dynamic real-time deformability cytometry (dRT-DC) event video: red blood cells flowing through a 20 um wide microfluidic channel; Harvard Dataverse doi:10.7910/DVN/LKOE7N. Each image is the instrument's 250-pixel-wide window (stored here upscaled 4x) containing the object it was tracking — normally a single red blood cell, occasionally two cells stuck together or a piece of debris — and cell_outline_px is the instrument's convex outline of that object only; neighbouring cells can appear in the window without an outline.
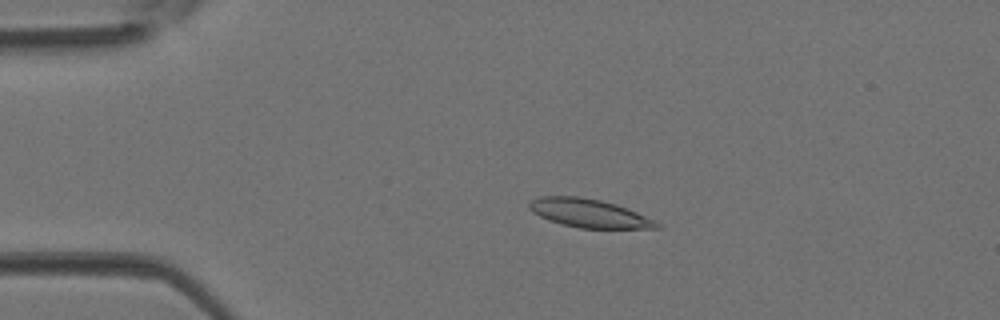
{"species": "Egyptian fruit bat (a non-hibernating species)", "species_latin": "Rousettus aegyptiacus", "temperature_condition": "room temperature", "stored_images_in_passage": 4, "camera_frame_rate_fps": 3000, "um_per_image_px": 0.085, "animal": {"sex": "female"}, "frame": {"image": 1, "passage_image": 2, "time_ms": 0.333, "image_size_px": [1000, 320], "cell_outline_px": [[660, 228], [580, 228], [548, 220], [532, 212], [528, 208], [528, 204], [532, 200], [540, 196], [580, 196], [600, 200], [616, 204], [636, 212], [660, 224]], "centroid_in_image_um": [50.01, 18.11], "position_along_channel_um": 35.0, "area_um2": 20.87}}